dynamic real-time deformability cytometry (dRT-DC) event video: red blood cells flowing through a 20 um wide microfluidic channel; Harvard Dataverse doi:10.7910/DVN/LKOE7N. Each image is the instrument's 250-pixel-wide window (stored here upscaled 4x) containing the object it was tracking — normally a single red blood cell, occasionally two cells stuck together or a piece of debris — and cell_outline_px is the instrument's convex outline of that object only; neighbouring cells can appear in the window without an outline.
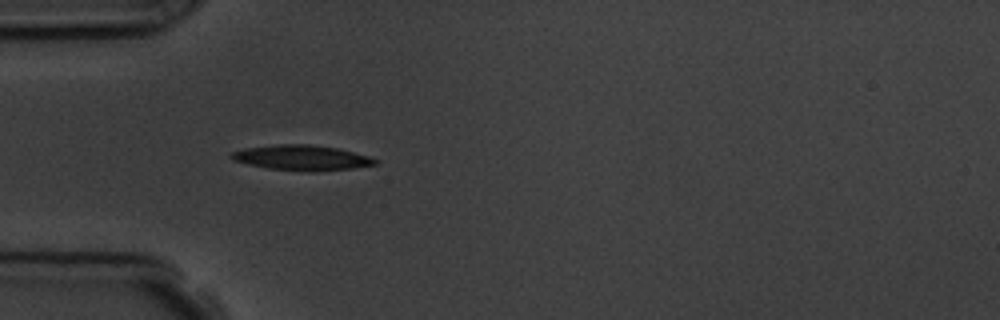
{"species": "common noctule bat (a hibernating species)", "species_latin": "Nyctalus noctula", "temperature_condition": "room temperature", "stored_images_in_passage": 4, "camera_frame_rate_fps": 3000, "um_per_image_px": 0.085, "animal": {"sex": "male", "body_mass_g": 19.5, "forearm_length_mm": 54.6}, "frame": {"image": 1, "passage_image": 4, "time_ms": 3.333, "image_size_px": [1000, 320], "cell_outline_px": [[380, 160], [376, 164], [352, 168], [316, 172], [308, 172], [268, 168], [248, 164], [232, 160], [228, 156], [232, 152], [244, 148], [280, 144], [308, 144], [336, 148], [368, 156]], "centroid_in_image_um": [25.63, 13.41], "position_along_channel_um": 59.4, "area_um2": 21.1}}